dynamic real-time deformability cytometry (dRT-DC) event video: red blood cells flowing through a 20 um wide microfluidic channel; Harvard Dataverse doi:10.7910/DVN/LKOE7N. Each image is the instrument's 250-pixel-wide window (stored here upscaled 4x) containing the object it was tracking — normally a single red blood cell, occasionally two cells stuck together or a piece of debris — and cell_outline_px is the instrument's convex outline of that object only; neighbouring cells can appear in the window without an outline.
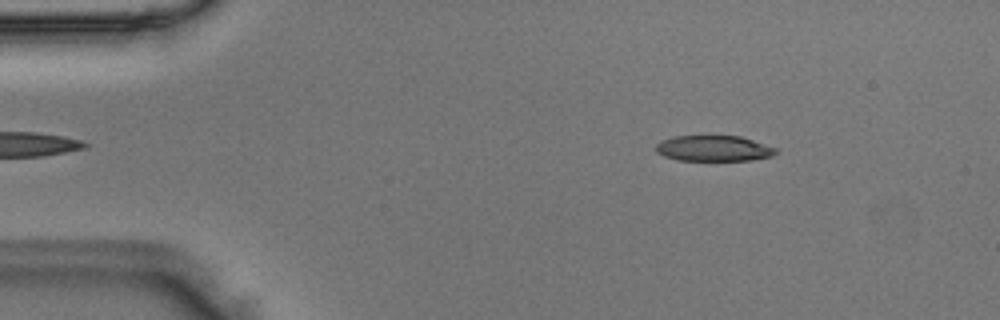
{"species": "Egyptian fruit bat (a non-hibernating species)", "species_latin": "Rousettus aegyptiacus", "temperature_condition": "room temperature", "stored_images_in_passage": 47, "camera_frame_rate_fps": 3000, "um_per_image_px": 0.085, "animal": {"sex": "male"}, "frame": {"image": 1, "passage_image": 4, "time_ms": 1.0, "image_size_px": [1000, 320], "cell_outline_px": [[776, 152], [772, 156], [752, 160], [676, 160], [664, 156], [656, 152], [656, 144], [660, 140], [672, 136], [708, 132], [740, 136], [776, 148]], "centroid_in_image_um": [60.58, 12.55], "position_along_channel_um": 24.4, "area_um2": 18.9}}
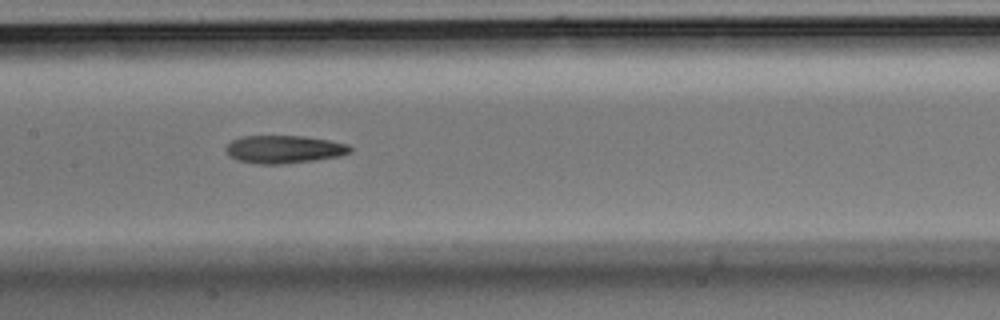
{"frame": {"image": 2, "passage_image": 21, "time_ms": 6.667, "image_size_px": [1000, 320], "cell_outline_px": [[352, 152], [340, 156], [312, 160], [280, 164], [256, 164], [236, 160], [224, 148], [232, 140], [240, 136], [304, 136], [328, 140], [348, 144], [352, 148]], "centroid_in_image_um": [24.14, 12.68], "position_along_channel_um": 183.3, "area_um2": 20.11}}
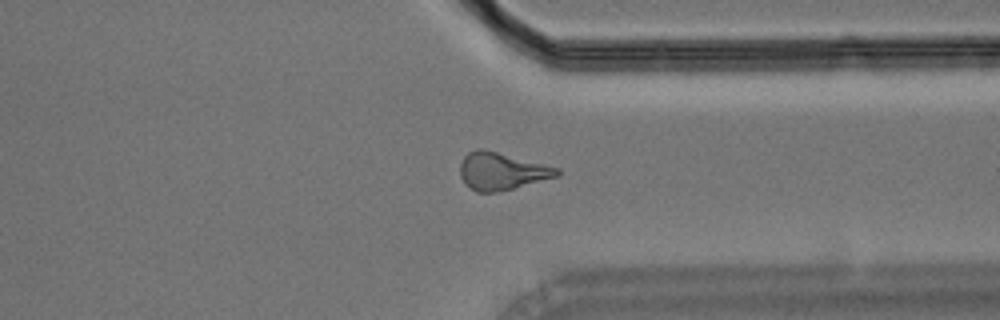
{"frame": {"image": 3, "passage_image": 35, "time_ms": 11.333, "image_size_px": [1000, 320], "cell_outline_px": [[560, 176], [496, 192], [476, 192], [464, 184], [460, 176], [460, 164], [464, 156], [468, 152], [476, 148], [484, 148], [560, 168]], "centroid_in_image_um": [42.63, 14.54], "position_along_channel_um": 368.8, "area_um2": 21.27}}